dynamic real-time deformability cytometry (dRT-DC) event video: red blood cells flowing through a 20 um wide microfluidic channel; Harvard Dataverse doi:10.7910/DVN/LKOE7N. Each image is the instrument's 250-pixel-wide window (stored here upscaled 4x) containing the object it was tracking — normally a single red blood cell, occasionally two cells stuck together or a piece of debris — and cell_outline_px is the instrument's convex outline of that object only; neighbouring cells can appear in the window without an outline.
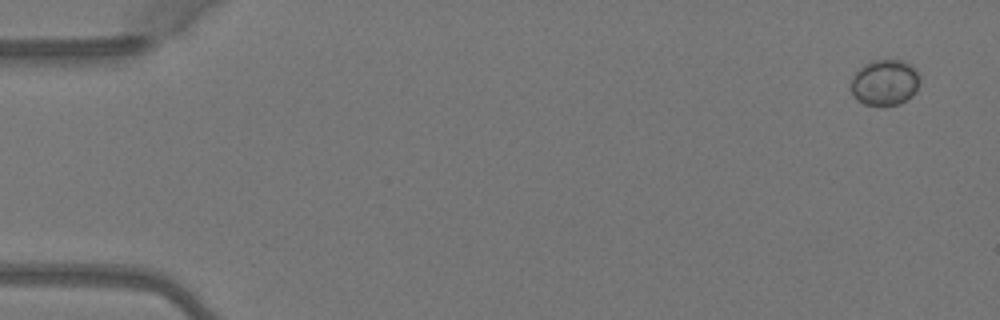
{"species": "Egyptian fruit bat (a non-hibernating species)", "species_latin": "Rousettus aegyptiacus", "temperature_condition": "warm", "stored_images_in_passage": 4, "camera_frame_rate_fps": 3000, "um_per_image_px": 0.085, "animal": {"sex": "female"}, "frame": {"image": 1, "passage_image": 1, "time_ms": 0.0, "image_size_px": [1000, 320], "cell_outline_px": [[920, 84], [916, 92], [912, 96], [900, 104], [864, 104], [856, 100], [852, 92], [852, 76], [864, 64], [872, 60], [904, 60], [912, 64], [916, 68], [920, 76]], "centroid_in_image_um": [75.26, 6.99], "position_along_channel_um": 9.7, "area_um2": 18.55}}
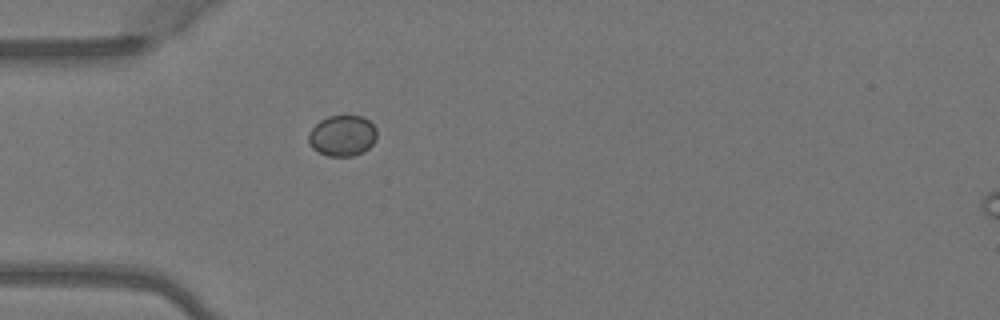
{"frame": {"image": 2, "passage_image": 4, "time_ms": 1.0, "image_size_px": [1000, 320], "cell_outline_px": [[376, 140], [364, 152], [352, 156], [328, 156], [312, 148], [308, 140], [308, 132], [320, 120], [328, 116], [364, 116], [376, 128]], "centroid_in_image_um": [29.1, 11.53], "position_along_channel_um": 55.9, "area_um2": 16.3}}